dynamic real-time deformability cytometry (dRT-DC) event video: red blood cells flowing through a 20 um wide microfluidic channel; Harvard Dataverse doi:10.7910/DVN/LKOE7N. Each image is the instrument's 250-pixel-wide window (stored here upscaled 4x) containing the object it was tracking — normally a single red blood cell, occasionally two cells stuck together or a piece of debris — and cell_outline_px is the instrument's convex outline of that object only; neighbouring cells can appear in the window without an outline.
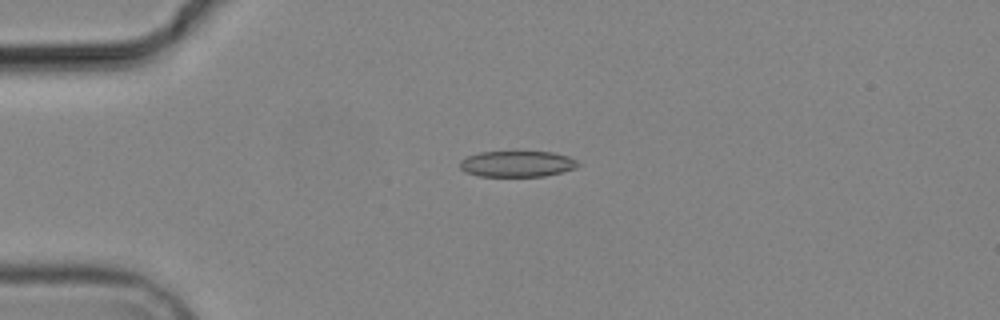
{"species": "common noctule bat (a hibernating species)", "species_latin": "Nyctalus noctula", "temperature_condition": "cold", "stored_images_in_passage": 5, "camera_frame_rate_fps": 3000, "um_per_image_px": 0.085, "animal": {"sex": "male", "body_mass_g": 19.2, "forearm_length_mm": 51.8}, "frame": {"image": 1, "passage_image": 3, "time_ms": 3.0, "image_size_px": [1000, 320], "cell_outline_px": [[580, 164], [576, 168], [544, 176], [480, 176], [464, 172], [460, 168], [460, 160], [468, 156], [480, 152], [552, 152], [568, 156], [576, 160]], "centroid_in_image_um": [43.94, 13.93], "position_along_channel_um": 41.1, "area_um2": 17.8}}
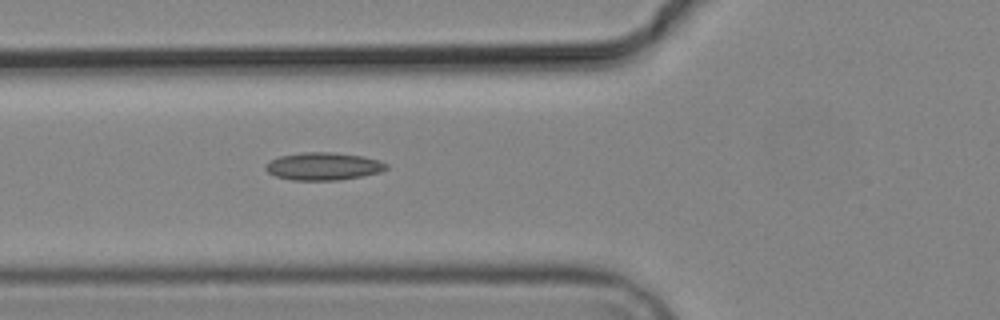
{"frame": {"image": 2, "passage_image": 5, "time_ms": 5.333, "image_size_px": [1000, 320], "cell_outline_px": [[388, 168], [380, 172], [340, 180], [292, 180], [276, 176], [268, 172], [264, 168], [272, 160], [280, 156], [300, 152], [332, 152], [364, 156], [380, 160], [388, 164]], "centroid_in_image_um": [27.52, 14.13], "position_along_channel_um": 98.3, "area_um2": 19.42}}